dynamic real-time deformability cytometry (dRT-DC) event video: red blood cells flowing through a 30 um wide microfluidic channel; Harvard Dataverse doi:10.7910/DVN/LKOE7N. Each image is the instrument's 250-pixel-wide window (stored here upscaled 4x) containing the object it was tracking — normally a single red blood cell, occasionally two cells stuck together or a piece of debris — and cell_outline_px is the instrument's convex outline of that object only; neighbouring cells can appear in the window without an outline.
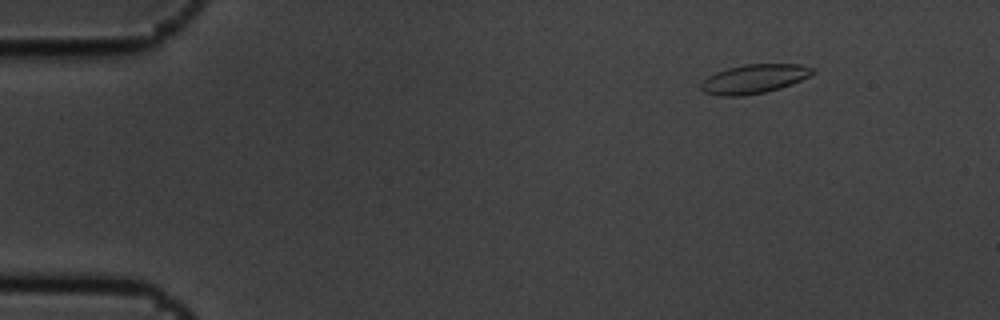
{"species": "common noctule bat (a hibernating species)", "species_latin": "Nyctalus noctula", "temperature_condition": "cold", "stored_images_in_passage": 4, "camera_frame_rate_fps": 3000, "um_per_image_px": 0.085, "animal": {"sex": "male", "body_mass_g": 19.5, "forearm_length_mm": 54.6}, "frame": {"image": 1, "passage_image": 2, "time_ms": 0.333, "image_size_px": [1000, 320], "cell_outline_px": [[816, 72], [792, 84], [780, 88], [764, 92], [744, 96], [720, 96], [704, 92], [700, 88], [700, 84], [708, 76], [716, 72], [728, 68], [744, 64], [800, 64], [816, 68]], "centroid_in_image_um": [64.11, 6.7], "position_along_channel_um": 20.9, "area_um2": 18.96}}